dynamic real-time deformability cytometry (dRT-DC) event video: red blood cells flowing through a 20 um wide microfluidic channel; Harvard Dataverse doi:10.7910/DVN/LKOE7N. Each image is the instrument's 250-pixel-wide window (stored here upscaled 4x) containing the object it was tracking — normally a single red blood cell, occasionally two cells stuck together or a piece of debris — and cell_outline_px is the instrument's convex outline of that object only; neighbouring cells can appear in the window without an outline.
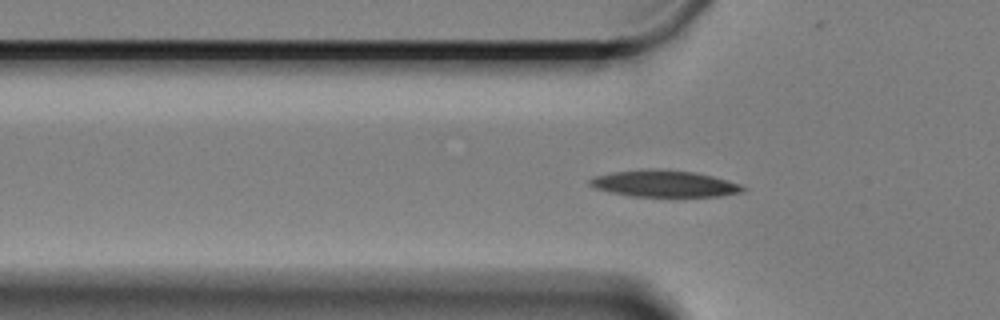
{"species": "Egyptian fruit bat (a non-hibernating species)", "species_latin": "Rousettus aegyptiacus", "temperature_condition": "cold", "stored_images_in_passage": 40, "camera_frame_rate_fps": 3000, "um_per_image_px": 0.085, "animal": {"sex": "female"}, "frame": {"image": 1, "passage_image": 5, "time_ms": 1.333, "image_size_px": [1000, 320], "cell_outline_px": [[748, 188], [740, 192], [720, 196], [632, 196], [612, 192], [596, 188], [588, 184], [588, 180], [596, 176], [612, 172], [648, 168], [656, 168], [696, 172], [712, 176], [740, 184]], "centroid_in_image_um": [56.46, 15.59], "position_along_channel_um": 69.3, "area_um2": 23.64}}
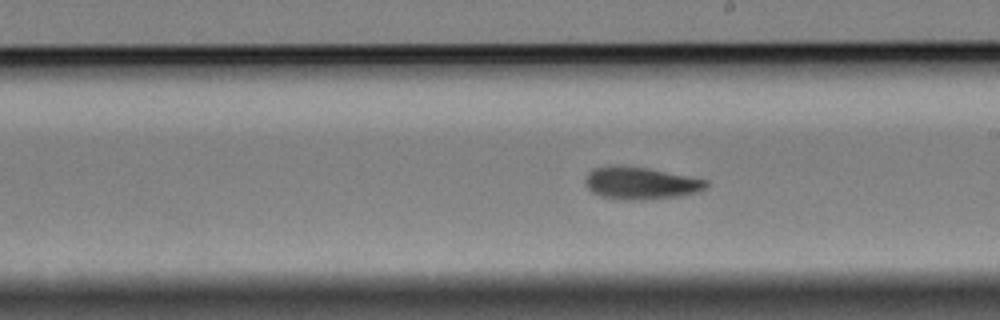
{"frame": {"image": 2, "passage_image": 20, "time_ms": 6.333, "image_size_px": [1000, 320], "cell_outline_px": [[708, 184], [700, 192], [680, 196], [648, 200], [624, 200], [600, 196], [592, 192], [584, 184], [584, 176], [592, 168], [608, 164], [648, 168], [708, 180]], "centroid_in_image_um": [54.4, 15.56], "position_along_channel_um": 234.6, "area_um2": 23.24}}
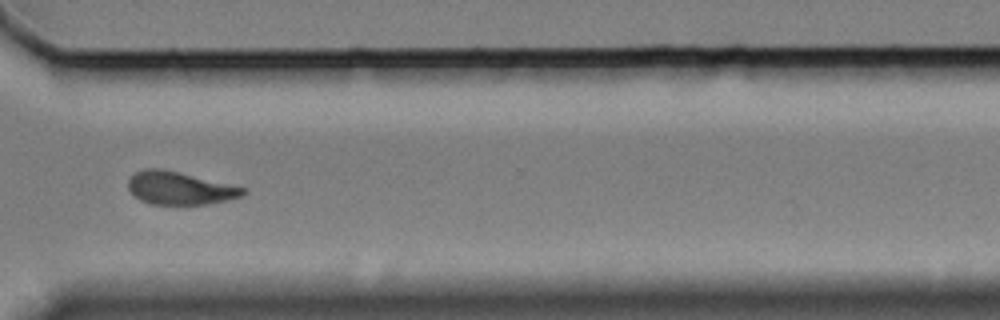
{"frame": {"image": 3, "passage_image": 31, "time_ms": 10.0, "image_size_px": [1000, 320], "cell_outline_px": [[248, 192], [240, 196], [228, 200], [208, 204], [152, 204], [140, 200], [132, 196], [128, 188], [128, 176], [144, 168], [160, 168], [248, 188]], "centroid_in_image_um": [15.25, 15.99], "position_along_channel_um": 355.4, "area_um2": 22.14}, "authors_computed_cell_mechanics": {"area_um2": 22.5131, "velocity_mm_per_s": 3.2956, "shape_relaxation_time_tau1_ms": 3.9826, "shape_relaxation_time_tau2_ms": 4.6506, "deformation_change_tau1": 0.1247, "deformation_change_tau2": 0.1026}}